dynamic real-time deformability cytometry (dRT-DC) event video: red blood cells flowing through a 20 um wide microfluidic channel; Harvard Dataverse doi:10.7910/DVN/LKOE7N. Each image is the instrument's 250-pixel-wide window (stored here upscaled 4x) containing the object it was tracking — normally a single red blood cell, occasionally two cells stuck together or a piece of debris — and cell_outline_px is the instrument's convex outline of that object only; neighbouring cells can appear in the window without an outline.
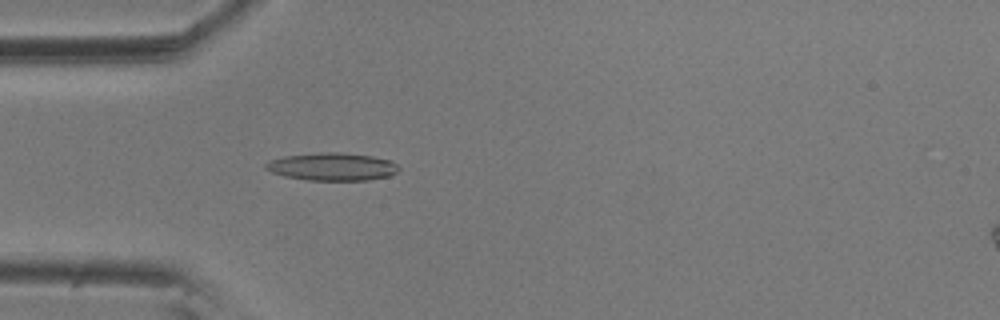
{"species": "common noctule bat (a hibernating species)", "species_latin": "Nyctalus noctula", "temperature_condition": "room temperature", "stored_images_in_passage": 6, "camera_frame_rate_fps": 3000, "um_per_image_px": 0.085, "animal": {"sex": "male", "body_mass_g": 20.5, "forearm_length_mm": 52.5}, "frame": {"image": 1, "passage_image": 5, "time_ms": 1.333, "image_size_px": [1000, 320], "cell_outline_px": [[400, 168], [392, 176], [368, 180], [308, 180], [284, 176], [272, 172], [264, 168], [264, 164], [268, 160], [284, 156], [320, 152], [340, 152], [372, 156], [392, 160]], "centroid_in_image_um": [28.24, 14.16], "position_along_channel_um": 56.8, "area_um2": 21.73}}